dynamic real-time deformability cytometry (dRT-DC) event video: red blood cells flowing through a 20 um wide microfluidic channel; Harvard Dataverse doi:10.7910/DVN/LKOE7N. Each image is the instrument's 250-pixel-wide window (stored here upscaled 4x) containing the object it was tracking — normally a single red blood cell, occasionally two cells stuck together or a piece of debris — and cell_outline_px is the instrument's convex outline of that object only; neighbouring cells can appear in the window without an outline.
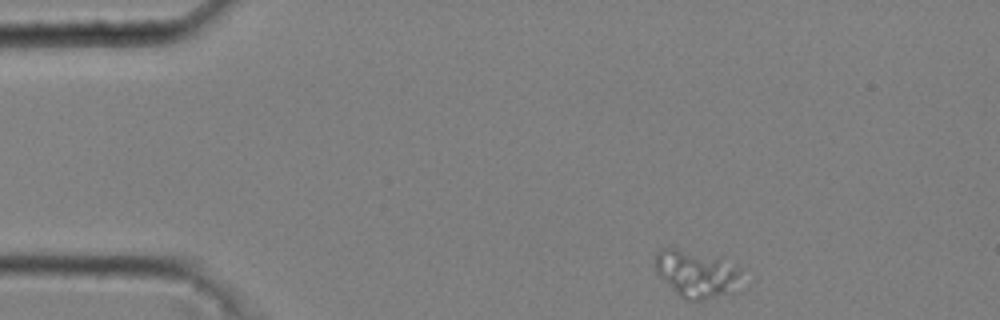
{"species": "common noctule bat (a hibernating species)", "species_latin": "Nyctalus noctula", "temperature_condition": "cold", "stored_images_in_passage": 46, "camera_frame_rate_fps": 3000, "um_per_image_px": 0.085, "animal": {"sex": "male", "body_mass_g": 20.4}, "frame": {"image": 1, "passage_image": 1, "time_ms": 0.0, "image_size_px": [1000, 320], "cell_outline_px": [[748, 288], [740, 292], [700, 300], [688, 300], [680, 296], [656, 272], [656, 252], [660, 248], [668, 244], [720, 256], [740, 268]], "centroid_in_image_um": [59.35, 23.23], "position_along_channel_um": 25.7, "area_um2": 25.49}}
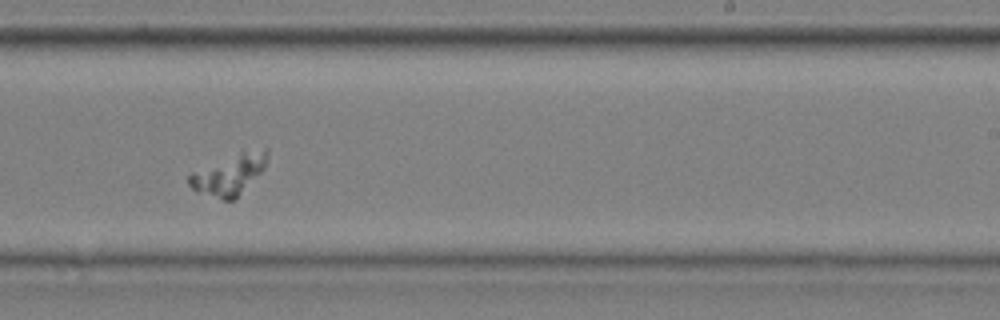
{"frame": {"image": 2, "passage_image": 27, "time_ms": 8.667, "image_size_px": [1000, 320], "cell_outline_px": [[268, 160], [264, 168], [232, 200], [224, 200], [196, 192], [188, 184], [188, 176], [192, 172], [240, 152], [264, 148], [268, 148]], "centroid_in_image_um": [19.47, 14.82], "position_along_channel_um": 269.5, "area_um2": 17.86}}
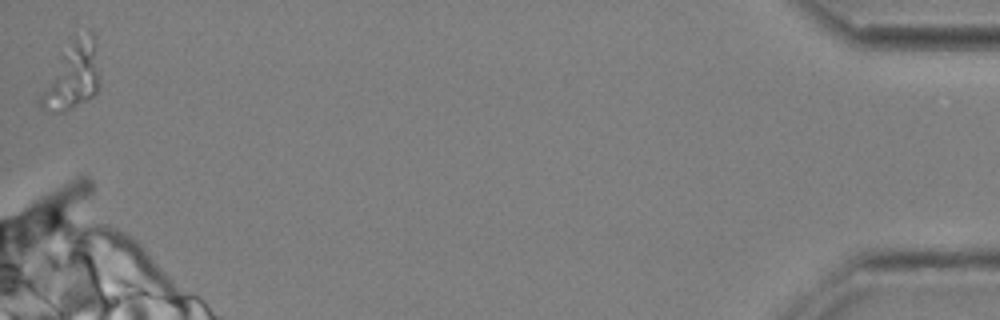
{"frame": {"image": 3, "passage_image": 46, "time_ms": 15.0, "image_size_px": [1000, 320], "cell_outline_px": [[96, 92], [92, 96], [64, 112], [44, 112], [40, 108], [36, 100], [72, 40], [92, 36], [96, 72]], "centroid_in_image_um": [6.02, 6.67], "position_along_channel_um": 429.2, "area_um2": 20.87}}